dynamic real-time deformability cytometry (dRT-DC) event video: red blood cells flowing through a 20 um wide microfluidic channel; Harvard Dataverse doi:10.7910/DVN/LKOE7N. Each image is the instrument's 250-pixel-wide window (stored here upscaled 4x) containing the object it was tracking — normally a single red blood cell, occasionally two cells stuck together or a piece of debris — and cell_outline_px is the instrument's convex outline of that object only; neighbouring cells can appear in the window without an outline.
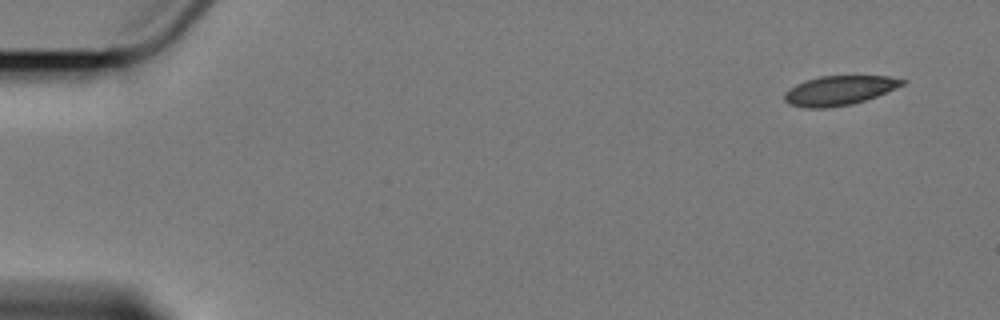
{"species": "Egyptian fruit bat (a non-hibernating species)", "species_latin": "Rousettus aegyptiacus", "temperature_condition": "cold", "stored_images_in_passage": 5, "camera_frame_rate_fps": 3000, "um_per_image_px": 0.085, "animal": {"sex": "female"}, "frame": {"image": 1, "passage_image": 1, "time_ms": 0.0, "image_size_px": [1000, 320], "cell_outline_px": [[908, 80], [904, 84], [896, 88], [876, 96], [852, 104], [828, 108], [808, 108], [788, 104], [784, 100], [784, 92], [796, 84], [804, 80], [820, 76], [888, 76]], "centroid_in_image_um": [71.31, 7.68], "position_along_channel_um": 13.7, "area_um2": 20.23}}
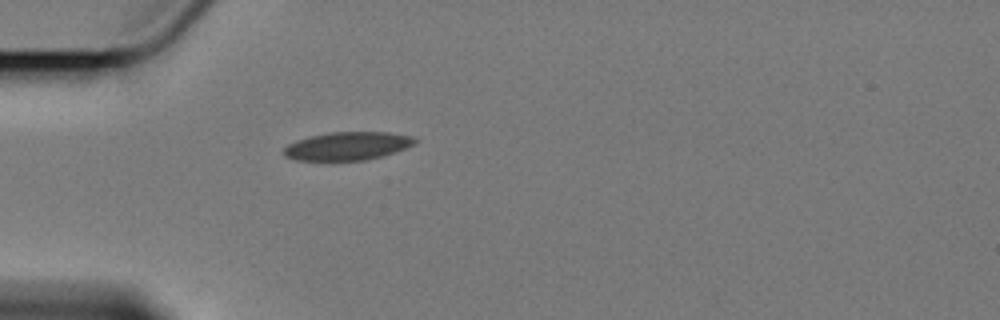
{"frame": {"image": 2, "passage_image": 5, "time_ms": 4.667, "image_size_px": [1000, 320], "cell_outline_px": [[420, 140], [404, 148], [384, 156], [364, 160], [296, 160], [284, 156], [284, 148], [288, 144], [296, 140], [308, 136], [328, 132], [388, 132], [412, 136]], "centroid_in_image_um": [29.52, 12.4], "position_along_channel_um": 55.5, "area_um2": 21.56}}